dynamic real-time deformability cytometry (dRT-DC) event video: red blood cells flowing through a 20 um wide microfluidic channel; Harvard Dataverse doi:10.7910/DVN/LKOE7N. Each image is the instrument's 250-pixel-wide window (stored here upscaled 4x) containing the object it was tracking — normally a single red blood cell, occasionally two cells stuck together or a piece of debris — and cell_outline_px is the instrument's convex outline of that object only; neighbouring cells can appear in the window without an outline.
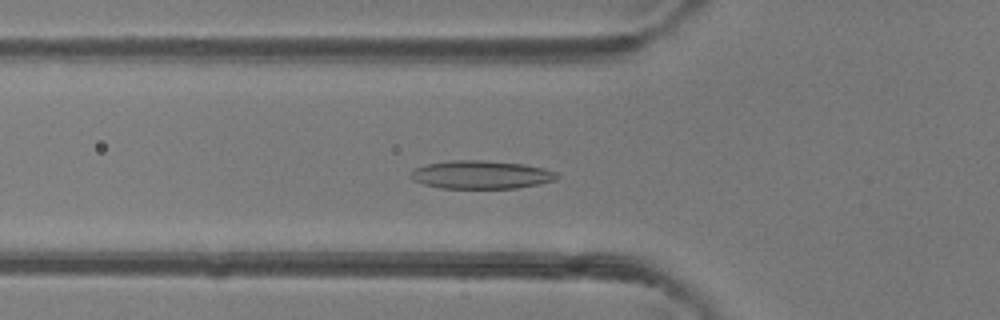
{"species": "common noctule bat (a hibernating species)", "species_latin": "Nyctalus noctula", "temperature_condition": "room temperature", "stored_images_in_passage": 48, "camera_frame_rate_fps": 3000, "um_per_image_px": 0.085, "animal": {"sex": "female"}, "frame": {"image": 1, "passage_image": 17, "time_ms": 5.333, "image_size_px": [1000, 320], "cell_outline_px": [[560, 176], [556, 180], [516, 188], [440, 188], [424, 184], [412, 180], [408, 176], [412, 168], [428, 164], [452, 160], [480, 160], [524, 164], [544, 168], [556, 172]], "centroid_in_image_um": [40.85, 14.85], "position_along_channel_um": 84.9, "area_um2": 24.1}}
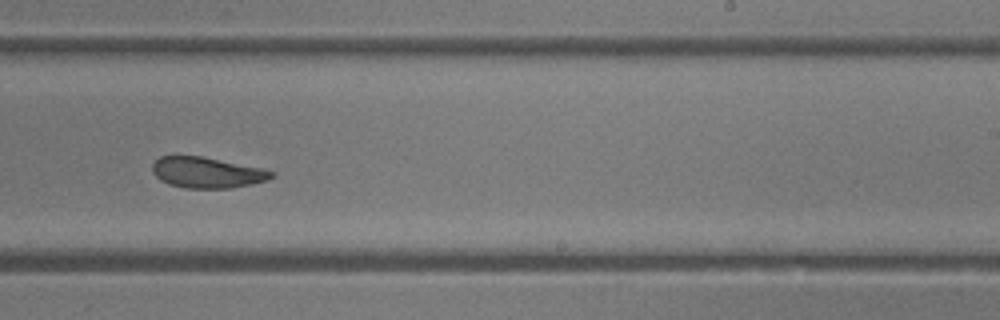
{"frame": {"image": 2, "passage_image": 30, "time_ms": 9.667, "image_size_px": [1000, 320], "cell_outline_px": [[276, 172], [268, 180], [252, 184], [228, 188], [184, 188], [168, 184], [160, 180], [152, 172], [152, 164], [160, 156], [200, 156], [264, 168]], "centroid_in_image_um": [17.59, 14.67], "position_along_channel_um": 271.4, "area_um2": 21.44}}
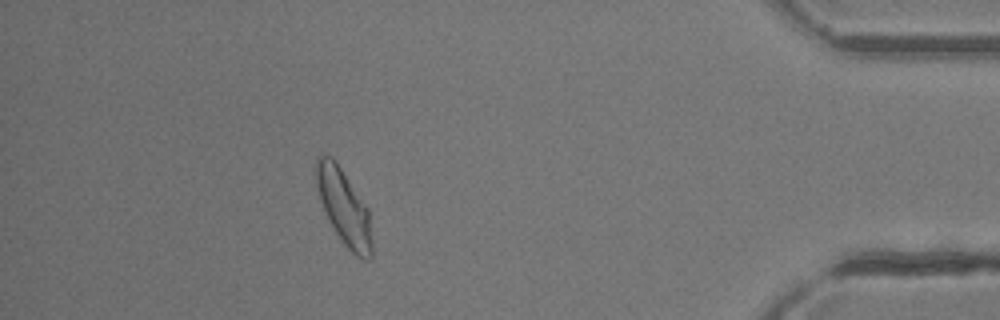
{"frame": {"image": 3, "passage_image": 43, "time_ms": 14.0, "image_size_px": [1000, 320], "cell_outline_px": [[372, 256], [368, 260], [364, 260], [356, 256], [344, 244], [328, 220], [320, 200], [316, 184], [316, 156], [320, 152], [332, 156], [336, 160], [368, 208], [372, 240]], "centroid_in_image_um": [29.22, 17.57], "position_along_channel_um": 406.0, "area_um2": 24.68}, "authors_computed_cell_mechanics": {"area_um2": 24.0448, "velocity_mm_per_s": 4.3032, "shape_relaxation_time_tau1_ms": 3.7778, "shape_relaxation_time_tau2_ms": 2.2349, "deformation_change_tau1": 0.1257, "deformation_change_tau2": 0.0904}}